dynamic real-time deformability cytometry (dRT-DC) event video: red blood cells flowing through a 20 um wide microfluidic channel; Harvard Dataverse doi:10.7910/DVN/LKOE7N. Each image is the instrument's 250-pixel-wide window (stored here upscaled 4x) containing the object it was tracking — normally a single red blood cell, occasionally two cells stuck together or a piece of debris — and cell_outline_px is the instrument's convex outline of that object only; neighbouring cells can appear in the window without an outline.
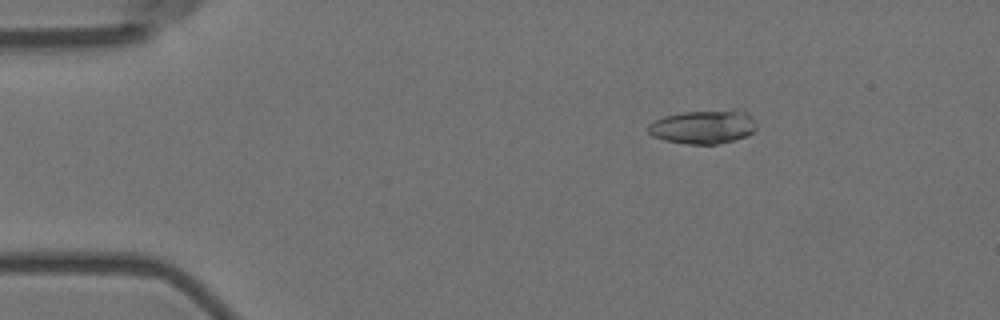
{"species": "Egyptian fruit bat (a non-hibernating species)", "species_latin": "Rousettus aegyptiacus", "temperature_condition": "room temperature", "stored_images_in_passage": 56, "camera_frame_rate_fps": 3000, "um_per_image_px": 0.085, "animal": {"sex": "female"}, "frame": {"image": 1, "passage_image": 9, "time_ms": 2.667, "image_size_px": [1000, 320], "cell_outline_px": [[756, 128], [748, 136], [720, 144], [688, 144], [664, 140], [652, 136], [648, 132], [648, 124], [664, 116], [684, 112], [732, 108], [744, 108], [756, 124]], "centroid_in_image_um": [59.83, 10.76], "position_along_channel_um": 25.2, "area_um2": 21.79}}
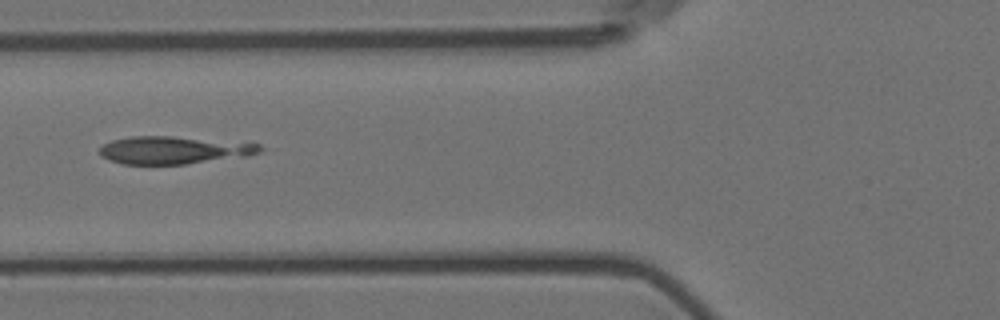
{"frame": {"image": 2, "passage_image": 22, "time_ms": 7.0, "image_size_px": [1000, 320], "cell_outline_px": [[264, 148], [260, 152], [248, 156], [184, 164], [124, 164], [108, 160], [100, 156], [100, 148], [104, 144], [112, 140], [128, 136], [172, 136], [252, 140], [260, 144]], "centroid_in_image_um": [14.93, 12.72], "position_along_channel_um": 110.9, "area_um2": 26.82}}
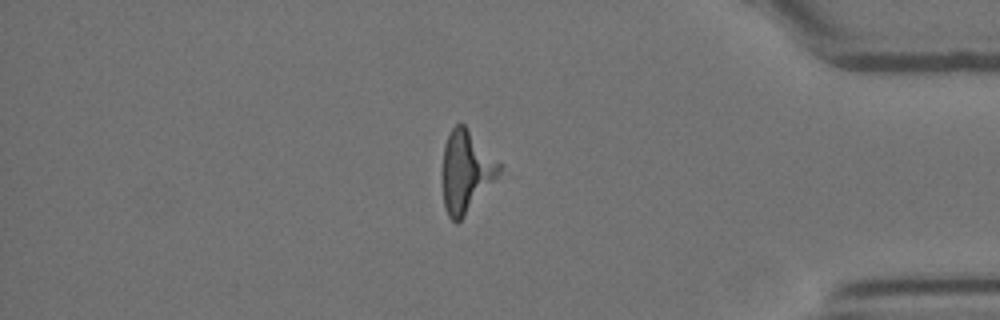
{"frame": {"image": 3, "passage_image": 48, "time_ms": 15.667, "image_size_px": [1000, 320], "cell_outline_px": [[504, 164], [500, 172], [464, 216], [456, 224], [448, 216], [444, 208], [444, 144], [452, 128], [456, 124], [464, 124]], "centroid_in_image_um": [39.65, 14.53], "position_along_channel_um": 395.6, "area_um2": 26.59}}